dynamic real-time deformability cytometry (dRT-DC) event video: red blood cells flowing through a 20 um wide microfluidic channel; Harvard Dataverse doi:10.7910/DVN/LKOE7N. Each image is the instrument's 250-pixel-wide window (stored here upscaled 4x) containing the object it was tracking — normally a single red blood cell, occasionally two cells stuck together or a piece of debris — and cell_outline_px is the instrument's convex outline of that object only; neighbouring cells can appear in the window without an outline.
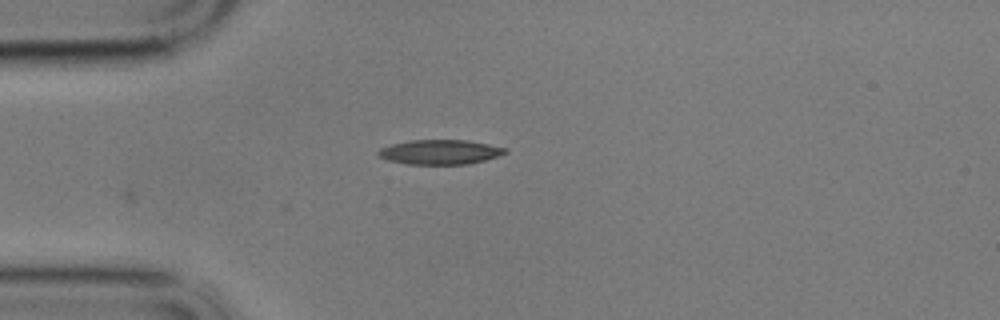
{"species": "common noctule bat (a hibernating species)", "species_latin": "Nyctalus noctula", "temperature_condition": "cold", "stored_images_in_passage": 21, "camera_frame_rate_fps": 3000, "um_per_image_px": 0.085, "animal": {"sex": "male", "body_mass_g": 17.9}, "frame": {"image": 1, "passage_image": 1, "time_ms": 0.0, "image_size_px": [1000, 320], "cell_outline_px": [[508, 152], [484, 160], [468, 164], [404, 164], [388, 160], [376, 156], [376, 152], [380, 148], [392, 144], [408, 140], [468, 140], [508, 148]], "centroid_in_image_um": [37.36, 12.92], "position_along_channel_um": 47.6, "area_um2": 18.32}}
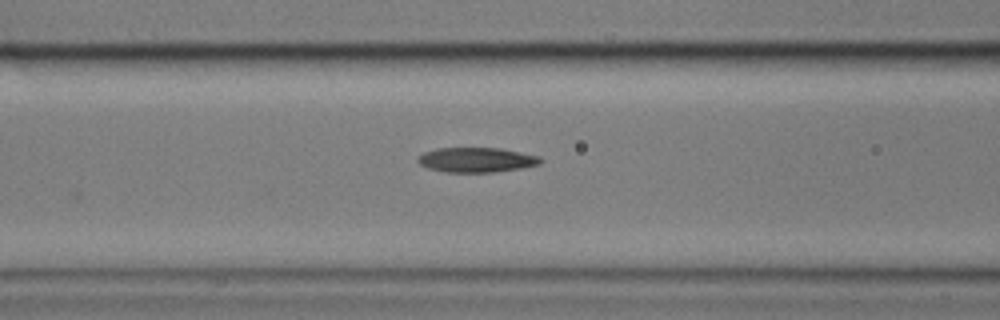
{"frame": {"image": 2, "passage_image": 9, "time_ms": 2.667, "image_size_px": [1000, 320], "cell_outline_px": [[544, 160], [540, 164], [524, 168], [496, 172], [444, 172], [428, 168], [420, 164], [416, 160], [416, 156], [424, 152], [436, 148], [500, 148], [540, 156]], "centroid_in_image_um": [40.51, 13.59], "position_along_channel_um": 126.1, "area_um2": 17.98}}
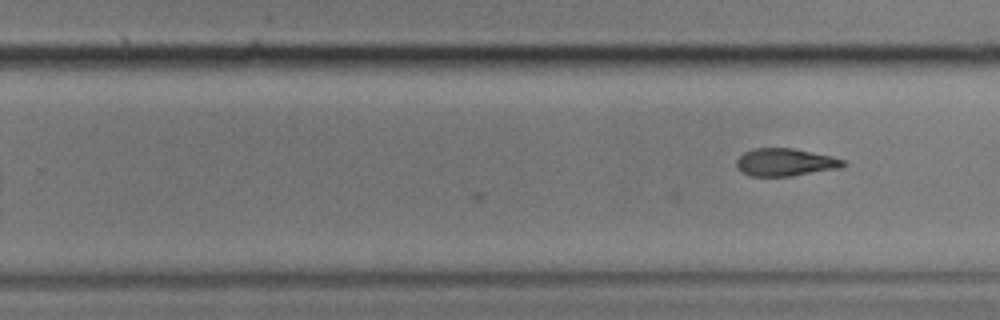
{"frame": {"image": 3, "passage_image": 21, "time_ms": 6.667, "image_size_px": [1000, 320], "cell_outline_px": [[848, 164], [840, 168], [792, 176], [748, 176], [740, 172], [736, 168], [736, 160], [744, 152], [756, 148], [792, 148], [832, 156], [844, 160]], "centroid_in_image_um": [66.73, 13.8], "position_along_channel_um": 263.1, "area_um2": 17.34}}